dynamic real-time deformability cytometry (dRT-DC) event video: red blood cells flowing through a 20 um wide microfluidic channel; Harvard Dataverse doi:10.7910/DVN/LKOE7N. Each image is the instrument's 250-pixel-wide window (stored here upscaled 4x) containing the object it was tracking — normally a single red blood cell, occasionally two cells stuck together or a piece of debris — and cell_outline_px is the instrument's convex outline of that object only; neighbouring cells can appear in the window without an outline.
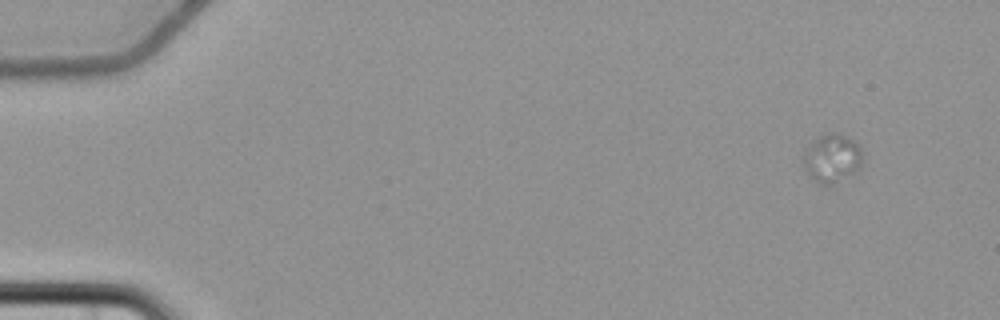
{"species": "common noctule bat (a hibernating species)", "species_latin": "Nyctalus noctula", "temperature_condition": "cold", "stored_images_in_passage": 3, "camera_frame_rate_fps": 3000, "um_per_image_px": 0.085, "animal": {"sex": "female", "body_mass_g": 22.7, "forearm_length_mm": 54.2}, "frame": {"image": 1, "passage_image": 3, "time_ms": 3.333, "image_size_px": [1000, 320], "cell_outline_px": [[864, 160], [860, 168], [856, 172], [832, 188], [828, 188], [812, 180], [804, 168], [804, 148], [816, 136], [828, 132], [836, 132], [856, 140], [860, 144], [864, 152]], "centroid_in_image_um": [70.76, 13.48], "position_along_channel_um": 14.2, "area_um2": 18.03}}